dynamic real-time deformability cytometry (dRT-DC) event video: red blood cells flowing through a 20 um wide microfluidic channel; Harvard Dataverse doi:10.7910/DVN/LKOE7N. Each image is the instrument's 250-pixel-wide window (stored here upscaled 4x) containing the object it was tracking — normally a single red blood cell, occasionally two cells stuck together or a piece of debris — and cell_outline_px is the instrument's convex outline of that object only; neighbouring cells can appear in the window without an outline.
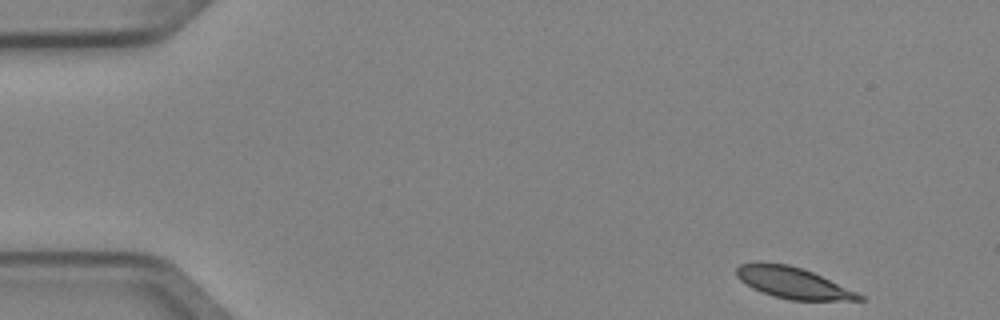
{"species": "Egyptian fruit bat (a non-hibernating species)", "species_latin": "Rousettus aegyptiacus", "temperature_condition": "cold", "stored_images_in_passage": 4, "camera_frame_rate_fps": 3000, "um_per_image_px": 0.085, "animal": {"sex": "female"}, "frame": {"image": 1, "passage_image": 1, "time_ms": 0.0, "image_size_px": [1000, 320], "cell_outline_px": [[864, 300], [788, 300], [772, 296], [752, 288], [740, 280], [736, 276], [736, 268], [740, 264], [756, 260], [760, 260], [788, 264], [804, 268], [856, 292], [864, 296]], "centroid_in_image_um": [67.31, 24.0], "position_along_channel_um": 17.7, "area_um2": 22.6}}
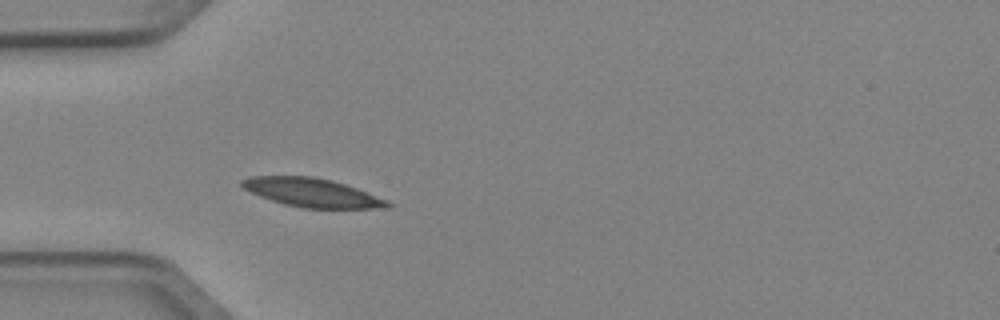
{"frame": {"image": 2, "passage_image": 4, "time_ms": 1.0, "image_size_px": [1000, 320], "cell_outline_px": [[392, 204], [388, 208], [304, 208], [284, 204], [260, 196], [244, 188], [240, 184], [240, 180], [252, 176], [312, 176], [332, 180], [356, 188], [388, 200]], "centroid_in_image_um": [26.53, 16.37], "position_along_channel_um": 58.5, "area_um2": 24.16}}